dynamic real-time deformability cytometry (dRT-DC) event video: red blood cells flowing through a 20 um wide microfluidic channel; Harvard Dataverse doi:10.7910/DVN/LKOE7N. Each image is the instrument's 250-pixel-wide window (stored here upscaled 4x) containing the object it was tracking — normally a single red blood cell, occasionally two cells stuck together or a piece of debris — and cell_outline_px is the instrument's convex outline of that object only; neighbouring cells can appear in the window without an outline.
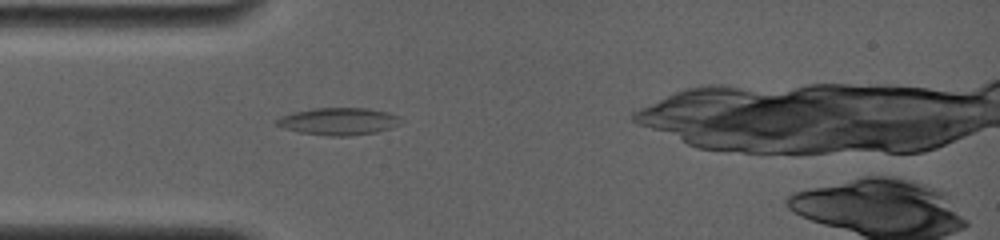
{"species": "common noctule bat (a hibernating species)", "species_latin": "Nyctalus noctula", "temperature_condition": "room temperature", "stored_images_in_passage": 30, "camera_frame_rate_fps": 4000, "um_per_image_px": 0.085, "animal": {"sex": "female", "body_mass_g": 19.0, "forearm_length_mm": 56.7}, "frame": {"image": 1, "passage_image": 1, "time_ms": 0.0, "image_size_px": [1000, 240], "cell_outline_px": [[400, 116], [396, 124], [388, 128], [376, 132], [348, 136], [328, 136], [300, 132], [284, 128], [276, 124], [272, 120], [280, 116], [292, 112], [312, 108], [368, 108], [388, 112]], "centroid_in_image_um": [28.69, 10.3], "position_along_channel_um": 56.3, "area_um2": 19.65}}
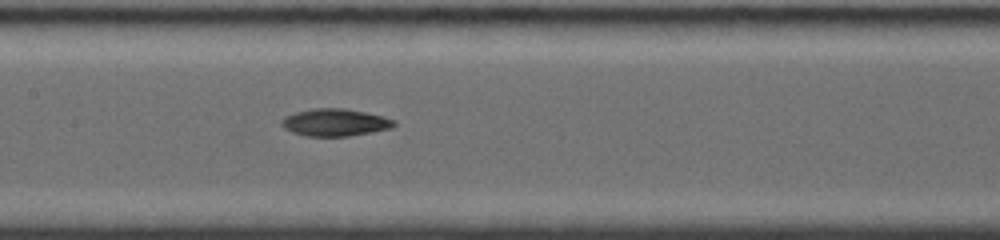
{"frame": {"image": 2, "passage_image": 13, "time_ms": 3.25, "image_size_px": [1000, 240], "cell_outline_px": [[396, 124], [392, 128], [372, 132], [348, 136], [304, 136], [292, 132], [284, 128], [280, 124], [280, 120], [284, 116], [296, 112], [312, 108], [344, 108], [384, 116], [396, 120]], "centroid_in_image_um": [28.46, 10.4], "position_along_channel_um": 178.9, "area_um2": 18.09}}
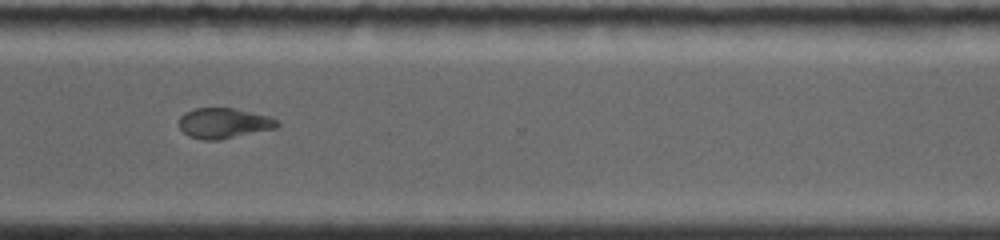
{"frame": {"image": 3, "passage_image": 29, "time_ms": 7.75, "image_size_px": [1000, 240], "cell_outline_px": [[280, 124], [276, 128], [220, 140], [204, 140], [188, 136], [180, 128], [180, 116], [184, 112], [192, 108], [232, 108], [268, 116], [276, 120]], "centroid_in_image_um": [18.99, 10.47], "position_along_channel_um": 351.6, "area_um2": 17.28}}